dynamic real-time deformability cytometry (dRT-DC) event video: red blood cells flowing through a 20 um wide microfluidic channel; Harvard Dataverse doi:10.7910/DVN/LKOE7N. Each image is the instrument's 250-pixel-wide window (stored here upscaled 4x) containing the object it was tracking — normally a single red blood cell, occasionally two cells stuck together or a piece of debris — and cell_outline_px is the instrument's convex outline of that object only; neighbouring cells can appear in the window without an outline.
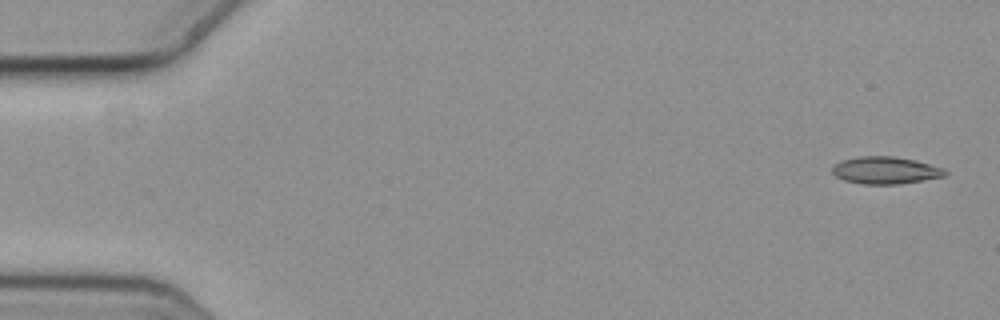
{"species": "common noctule bat (a hibernating species)", "species_latin": "Nyctalus noctula", "temperature_condition": "cold", "stored_images_in_passage": 56, "camera_frame_rate_fps": 3000, "um_per_image_px": 0.085, "animal": {"sex": "female", "body_mass_g": 19.3, "forearm_length_mm": 54.1}, "frame": {"image": 1, "passage_image": 1, "time_ms": 0.0, "image_size_px": [1000, 320], "cell_outline_px": [[948, 172], [944, 176], [924, 180], [900, 184], [864, 184], [844, 180], [836, 176], [832, 172], [832, 168], [840, 160], [856, 156], [892, 156], [916, 160], [944, 168]], "centroid_in_image_um": [75.27, 14.47], "position_along_channel_um": 9.7, "area_um2": 17.98}}
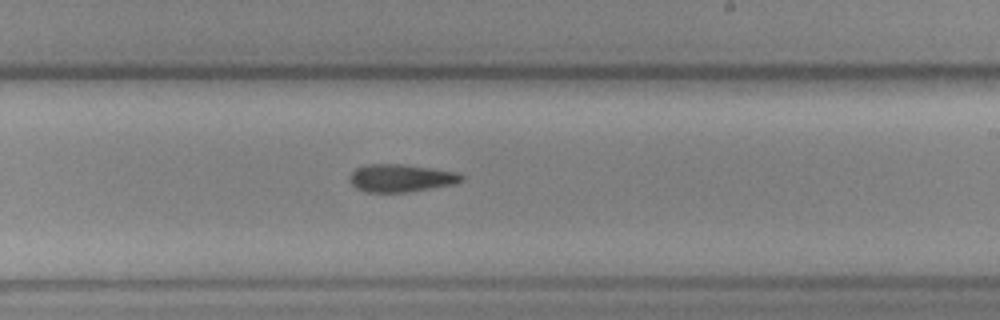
{"frame": {"image": 2, "passage_image": 33, "time_ms": 10.667, "image_size_px": [1000, 320], "cell_outline_px": [[464, 180], [456, 184], [408, 192], [364, 192], [356, 188], [348, 180], [348, 176], [356, 168], [364, 164], [404, 164], [432, 168], [456, 172], [464, 176]], "centroid_in_image_um": [34.06, 15.13], "position_along_channel_um": 254.9, "area_um2": 18.32}}
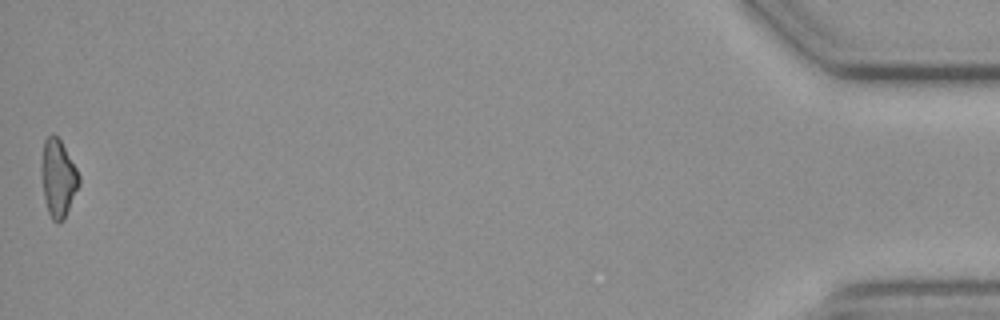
{"frame": {"image": 3, "passage_image": 56, "time_ms": 18.333, "image_size_px": [1000, 320], "cell_outline_px": [[80, 184], [64, 220], [60, 224], [56, 224], [52, 220], [48, 212], [44, 196], [40, 172], [40, 164], [44, 140], [52, 132], [60, 140], [76, 168], [80, 176]], "centroid_in_image_um": [4.93, 15.17], "position_along_channel_um": 430.3, "area_um2": 17.22}}